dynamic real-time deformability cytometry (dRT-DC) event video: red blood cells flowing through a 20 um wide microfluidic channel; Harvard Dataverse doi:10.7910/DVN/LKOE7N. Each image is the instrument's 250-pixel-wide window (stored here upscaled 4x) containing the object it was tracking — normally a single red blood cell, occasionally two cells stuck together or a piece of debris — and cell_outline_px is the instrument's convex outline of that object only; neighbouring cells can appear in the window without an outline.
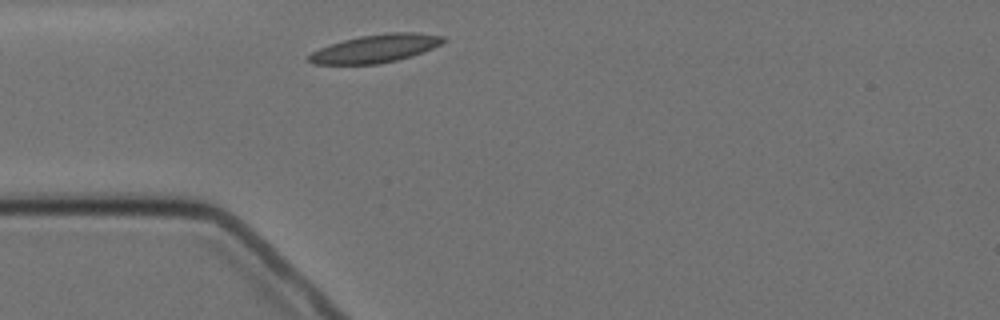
{"species": "Egyptian fruit bat (a non-hibernating species)", "species_latin": "Rousettus aegyptiacus", "temperature_condition": "cold", "stored_images_in_passage": 1, "camera_frame_rate_fps": 3000, "um_per_image_px": 0.085, "animal": {"sex": "female"}, "frame": {"image": 1, "passage_image": 1, "time_ms": 0.0, "image_size_px": [1000, 320], "cell_outline_px": [[448, 40], [432, 48], [396, 60], [376, 64], [316, 64], [308, 60], [308, 56], [312, 52], [320, 48], [344, 40], [360, 36], [388, 32], [416, 32], [444, 36]], "centroid_in_image_um": [31.94, 4.11], "position_along_channel_um": 53.1, "area_um2": 21.62}}